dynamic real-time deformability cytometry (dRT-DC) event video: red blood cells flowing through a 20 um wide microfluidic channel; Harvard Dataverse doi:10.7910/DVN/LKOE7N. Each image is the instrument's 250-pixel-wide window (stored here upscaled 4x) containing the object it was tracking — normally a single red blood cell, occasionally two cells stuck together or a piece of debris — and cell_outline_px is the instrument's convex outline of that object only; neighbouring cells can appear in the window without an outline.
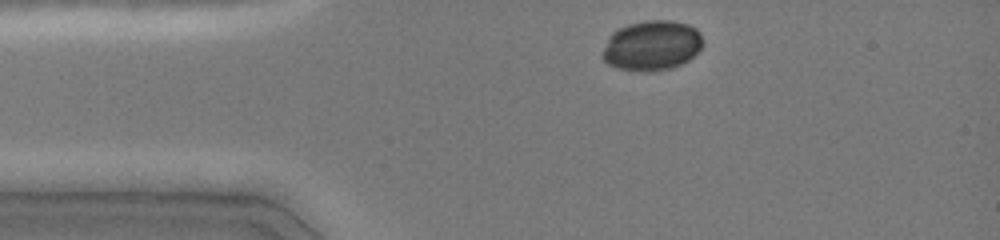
{"species": "common noctule bat (a hibernating species)", "species_latin": "Nyctalus noctula", "temperature_condition": "cold", "stored_images_in_passage": 10, "camera_frame_rate_fps": 3000, "um_per_image_px": 0.085, "animal": {"sex": "female", "body_mass_g": 19.0, "forearm_length_mm": 51.5}, "frame": {"image": 1, "passage_image": 2, "time_ms": 0.333, "image_size_px": [1000, 240], "cell_outline_px": [[704, 44], [688, 60], [672, 68], [652, 72], [644, 72], [616, 68], [608, 64], [604, 60], [600, 52], [608, 36], [612, 32], [628, 24], [644, 20], [672, 20], [688, 24], [696, 28], [700, 32]], "centroid_in_image_um": [55.38, 3.87], "position_along_channel_um": 29.6, "area_um2": 29.71}}
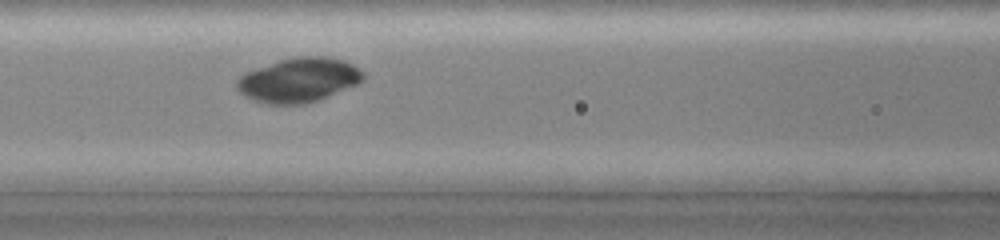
{"frame": {"image": 2, "passage_image": 7, "time_ms": 2.0, "image_size_px": [1000, 240], "cell_outline_px": [[364, 80], [360, 84], [320, 100], [304, 104], [264, 104], [244, 96], [236, 88], [236, 80], [244, 72], [280, 60], [296, 56], [324, 56], [344, 60], [360, 68], [364, 72]], "centroid_in_image_um": [25.42, 6.81], "position_along_channel_um": 141.2, "area_um2": 33.18}}
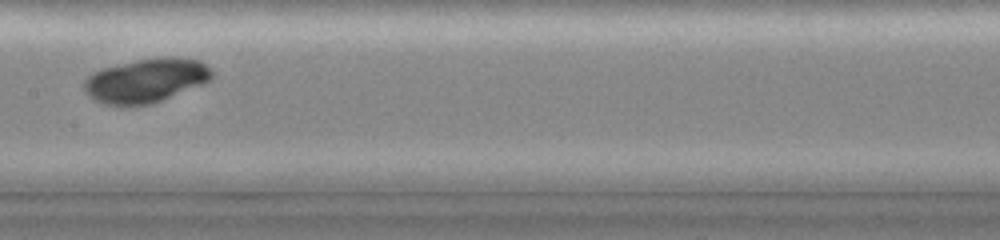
{"frame": {"image": 3, "passage_image": 9, "time_ms": 2.667, "image_size_px": [1000, 240], "cell_outline_px": [[212, 76], [204, 84], [160, 100], [148, 104], [128, 108], [120, 108], [104, 104], [92, 100], [84, 92], [84, 80], [92, 72], [100, 68], [136, 60], [160, 56], [176, 56], [200, 60], [212, 72]], "centroid_in_image_um": [12.33, 6.86], "position_along_channel_um": 195.1, "area_um2": 33.52}}